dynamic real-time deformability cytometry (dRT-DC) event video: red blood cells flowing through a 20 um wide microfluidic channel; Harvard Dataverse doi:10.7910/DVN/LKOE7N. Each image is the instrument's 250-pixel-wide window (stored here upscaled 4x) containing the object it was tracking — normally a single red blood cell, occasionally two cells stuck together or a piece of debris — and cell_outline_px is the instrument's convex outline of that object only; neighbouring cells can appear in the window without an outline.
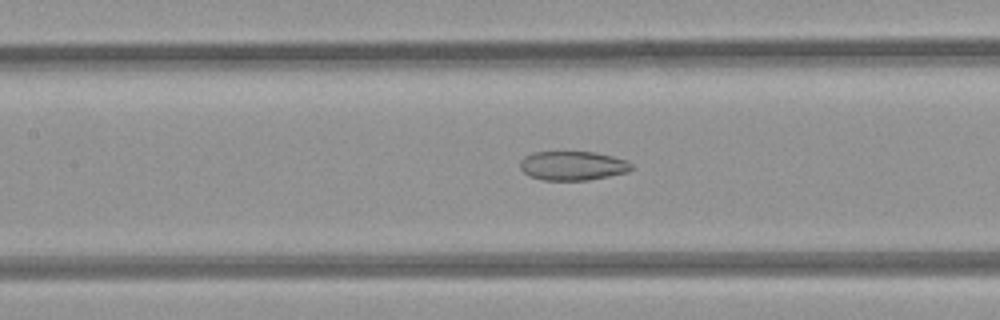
{"species": "common noctule bat (a hibernating species)", "species_latin": "Nyctalus noctula", "temperature_condition": "room temperature", "stored_images_in_passage": 32, "camera_frame_rate_fps": 3000, "um_per_image_px": 0.085, "animal": {"sex": "female", "body_mass_g": 21.9}, "frame": {"image": 1, "passage_image": 14, "time_ms": 4.333, "image_size_px": [1000, 320], "cell_outline_px": [[632, 168], [628, 172], [588, 180], [544, 180], [528, 176], [520, 168], [520, 160], [524, 156], [532, 152], [596, 152], [628, 160], [632, 164]], "centroid_in_image_um": [48.67, 14.08], "position_along_channel_um": 158.7, "area_um2": 19.02}}
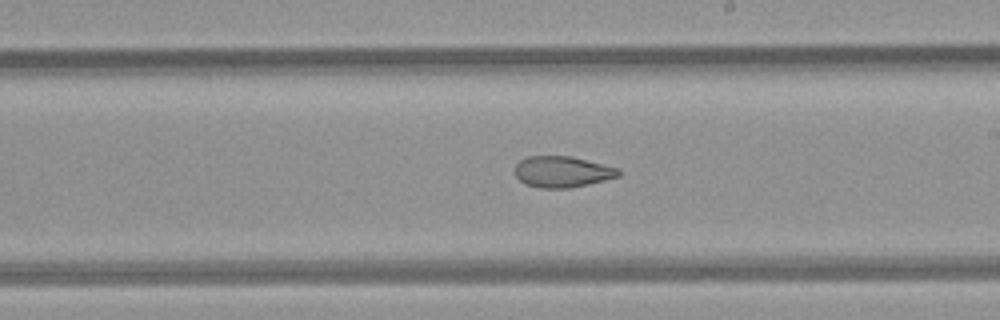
{"frame": {"image": 2, "passage_image": 20, "time_ms": 6.333, "image_size_px": [1000, 320], "cell_outline_px": [[620, 176], [572, 188], [540, 188], [524, 184], [516, 176], [516, 164], [520, 160], [528, 156], [572, 156], [620, 168]], "centroid_in_image_um": [47.81, 14.6], "position_along_channel_um": 241.2, "area_um2": 18.9}}
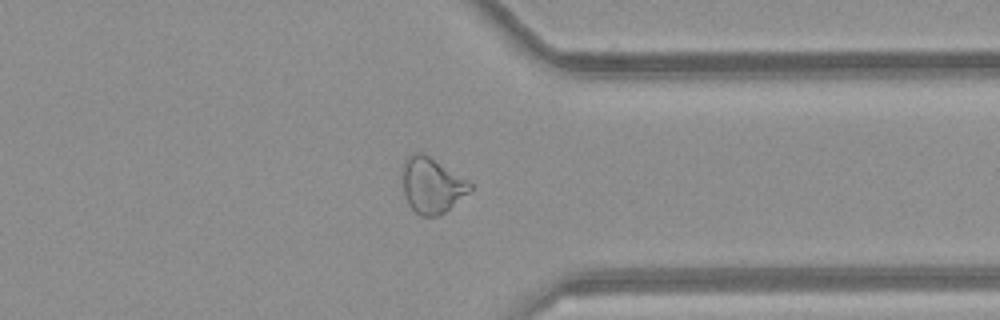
{"frame": {"image": 3, "passage_image": 30, "time_ms": 9.667, "image_size_px": [1000, 320], "cell_outline_px": [[472, 188], [468, 192], [440, 216], [420, 216], [408, 204], [404, 196], [400, 168], [408, 156], [412, 152], [420, 152], [428, 156], [468, 180], [472, 184]], "centroid_in_image_um": [36.65, 15.75], "position_along_channel_um": 374.8, "area_um2": 21.91}}